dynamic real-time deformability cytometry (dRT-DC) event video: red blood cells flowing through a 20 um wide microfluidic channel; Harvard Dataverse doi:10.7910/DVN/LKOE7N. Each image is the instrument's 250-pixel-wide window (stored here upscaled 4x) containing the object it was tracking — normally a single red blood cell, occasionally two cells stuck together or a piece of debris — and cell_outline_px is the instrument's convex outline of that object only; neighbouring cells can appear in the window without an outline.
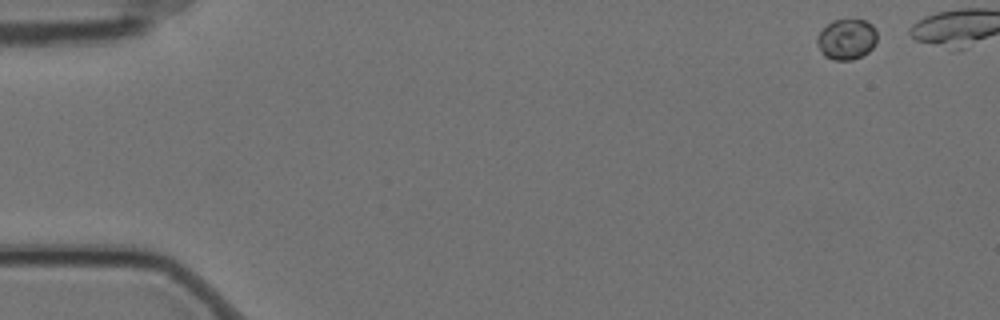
{"species": "Egyptian fruit bat (a non-hibernating species)", "species_latin": "Rousettus aegyptiacus", "temperature_condition": "cold", "stored_images_in_passage": 6, "segment_of_instrument_passage": [1, 2], "camera_frame_rate_fps": 3000, "um_per_image_px": 0.085, "animal": {"sex": "female"}, "frame": {"image": 1, "passage_image": 1, "time_ms": 0.0, "image_size_px": [1000, 320], "cell_outline_px": [[876, 40], [872, 48], [868, 52], [852, 60], [836, 60], [824, 56], [820, 52], [816, 44], [816, 36], [832, 20], [864, 20], [872, 24], [876, 32]], "centroid_in_image_um": [71.93, 3.34], "position_along_channel_um": 13.1, "area_um2": 14.16}}